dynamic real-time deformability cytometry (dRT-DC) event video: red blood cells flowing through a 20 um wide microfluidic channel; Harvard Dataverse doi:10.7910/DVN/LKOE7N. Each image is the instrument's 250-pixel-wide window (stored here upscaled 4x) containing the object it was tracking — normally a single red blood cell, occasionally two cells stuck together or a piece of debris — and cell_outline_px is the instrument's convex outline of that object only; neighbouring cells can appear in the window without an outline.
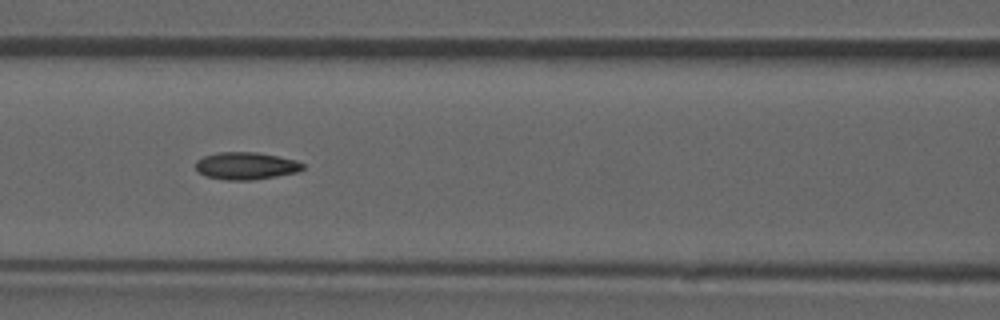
{"species": "common noctule bat (a hibernating species)", "species_latin": "Nyctalus noctula", "temperature_condition": "room temperature", "stored_images_in_passage": 52, "camera_frame_rate_fps": 3000, "um_per_image_px": 0.085, "animal": {"sex": "male", "forearm_length_mm": 52.5}, "frame": {"image": 1, "passage_image": 23, "time_ms": 7.333, "image_size_px": [1000, 320], "cell_outline_px": [[304, 168], [300, 172], [252, 180], [224, 180], [204, 176], [196, 172], [196, 160], [204, 156], [220, 152], [256, 152], [296, 160], [304, 164]], "centroid_in_image_um": [20.89, 14.11], "position_along_channel_um": 145.7, "area_um2": 17.22}, "authors_computed_cell_mechanics": {"area_um2": 16.7909, "velocity_mm_per_s": 3.9233, "shape_relaxation_time_tau1_ms": null, "shape_relaxation_time_tau2_ms": 3.2044, "deformation_change_tau1": null, "deformation_change_tau2": 0.0825}}